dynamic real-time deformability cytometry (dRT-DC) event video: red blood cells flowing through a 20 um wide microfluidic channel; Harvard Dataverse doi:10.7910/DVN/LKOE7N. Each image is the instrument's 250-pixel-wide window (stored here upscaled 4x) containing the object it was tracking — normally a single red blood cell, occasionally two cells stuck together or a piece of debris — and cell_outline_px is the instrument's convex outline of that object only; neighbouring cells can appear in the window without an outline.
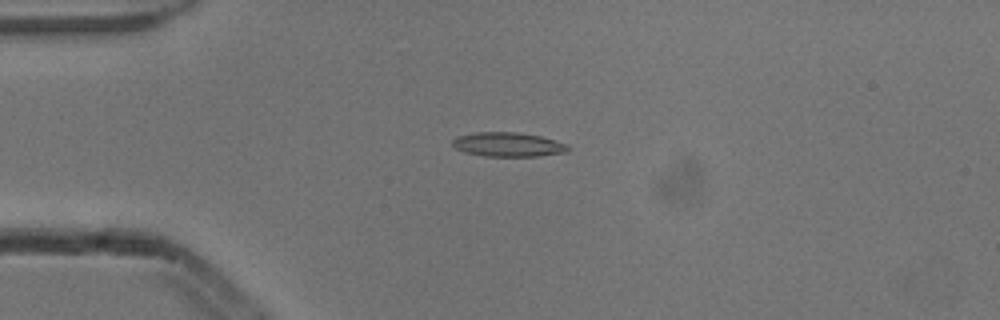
{"species": "common noctule bat (a hibernating species)", "species_latin": "Nyctalus noctula", "temperature_condition": "cold", "stored_images_in_passage": 4, "camera_frame_rate_fps": 3000, "um_per_image_px": 0.085, "animal": {"sex": "male", "body_mass_g": 13.3}, "frame": {"image": 1, "passage_image": 3, "time_ms": 0.667, "image_size_px": [1000, 320], "cell_outline_px": [[568, 152], [540, 156], [484, 156], [464, 152], [456, 148], [452, 144], [452, 140], [456, 136], [476, 132], [516, 132], [540, 136], [568, 144]], "centroid_in_image_um": [43.17, 12.28], "position_along_channel_um": 41.8, "area_um2": 16.36}}